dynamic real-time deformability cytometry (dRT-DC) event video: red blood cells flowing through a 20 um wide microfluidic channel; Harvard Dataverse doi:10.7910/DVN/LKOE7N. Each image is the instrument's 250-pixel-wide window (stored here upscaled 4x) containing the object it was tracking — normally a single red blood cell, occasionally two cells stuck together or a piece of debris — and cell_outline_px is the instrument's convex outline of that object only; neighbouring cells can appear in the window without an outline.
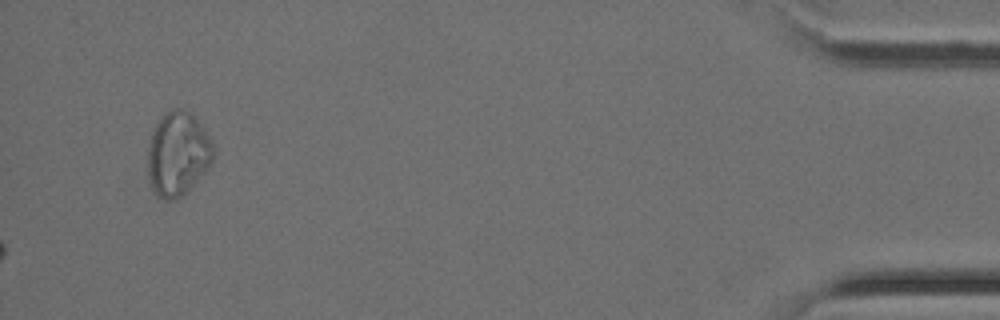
{"species": "Egyptian fruit bat (a non-hibernating species)", "species_latin": "Rousettus aegyptiacus", "temperature_condition": "cold", "stored_images_in_passage": 37, "camera_frame_rate_fps": 3000, "um_per_image_px": 0.085, "animal": {"sex": "female"}, "frame": {"image": 1, "passage_image": 37, "time_ms": 12.0, "image_size_px": [1000, 320], "cell_outline_px": [[216, 152], [208, 168], [180, 196], [172, 200], [164, 200], [156, 196], [152, 192], [148, 176], [148, 144], [152, 132], [156, 124], [172, 108], [180, 108], [188, 112], [204, 128]], "centroid_in_image_um": [15.09, 13.1], "position_along_channel_um": 420.1, "area_um2": 31.73}}